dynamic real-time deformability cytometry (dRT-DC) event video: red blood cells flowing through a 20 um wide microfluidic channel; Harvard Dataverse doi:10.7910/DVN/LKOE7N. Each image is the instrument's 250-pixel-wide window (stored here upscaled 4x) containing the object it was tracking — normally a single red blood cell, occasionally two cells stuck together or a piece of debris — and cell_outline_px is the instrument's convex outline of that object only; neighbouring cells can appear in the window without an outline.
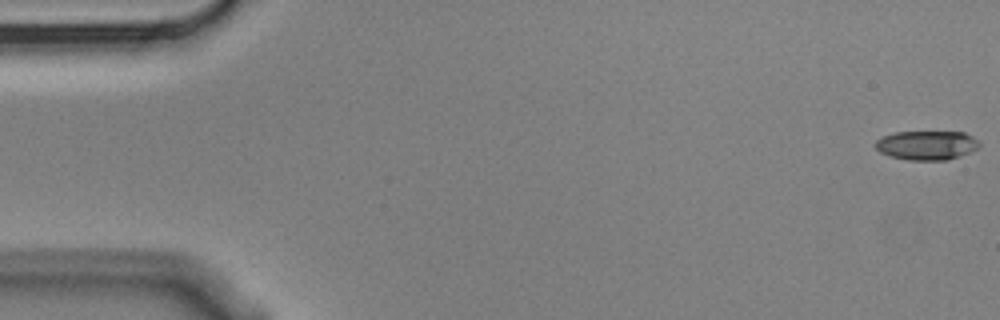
{"species": "Egyptian fruit bat (a non-hibernating species)", "species_latin": "Rousettus aegyptiacus", "temperature_condition": "cold", "stored_images_in_passage": 5, "camera_frame_rate_fps": 3000, "um_per_image_px": 0.085, "animal": {"sex": "male"}, "frame": {"image": 1, "passage_image": 1, "time_ms": 0.0, "image_size_px": [1000, 320], "cell_outline_px": [[980, 144], [976, 148], [960, 156], [948, 160], [908, 160], [888, 156], [880, 152], [876, 148], [876, 140], [884, 136], [896, 132], [964, 132], [972, 136]], "centroid_in_image_um": [78.75, 12.35], "position_along_channel_um": 6.3, "area_um2": 17.51}}
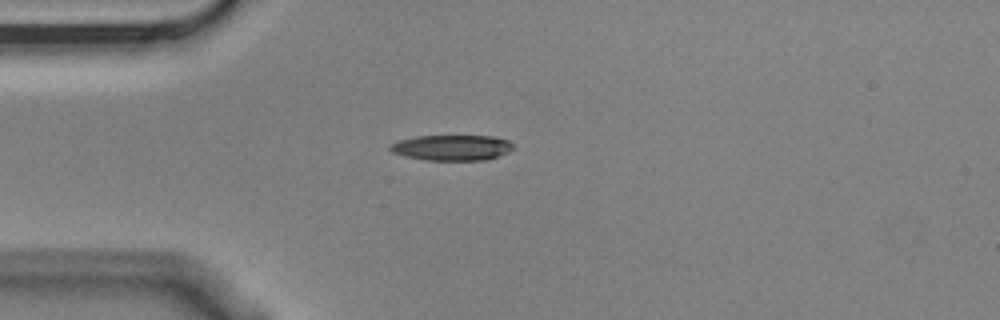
{"frame": {"image": 2, "passage_image": 5, "time_ms": 1.333, "image_size_px": [1000, 320], "cell_outline_px": [[512, 148], [508, 152], [484, 160], [424, 160], [404, 156], [392, 152], [388, 148], [388, 144], [400, 140], [416, 136], [492, 136], [508, 140], [512, 144]], "centroid_in_image_um": [38.35, 12.55], "position_along_channel_um": 46.7, "area_um2": 18.26}}